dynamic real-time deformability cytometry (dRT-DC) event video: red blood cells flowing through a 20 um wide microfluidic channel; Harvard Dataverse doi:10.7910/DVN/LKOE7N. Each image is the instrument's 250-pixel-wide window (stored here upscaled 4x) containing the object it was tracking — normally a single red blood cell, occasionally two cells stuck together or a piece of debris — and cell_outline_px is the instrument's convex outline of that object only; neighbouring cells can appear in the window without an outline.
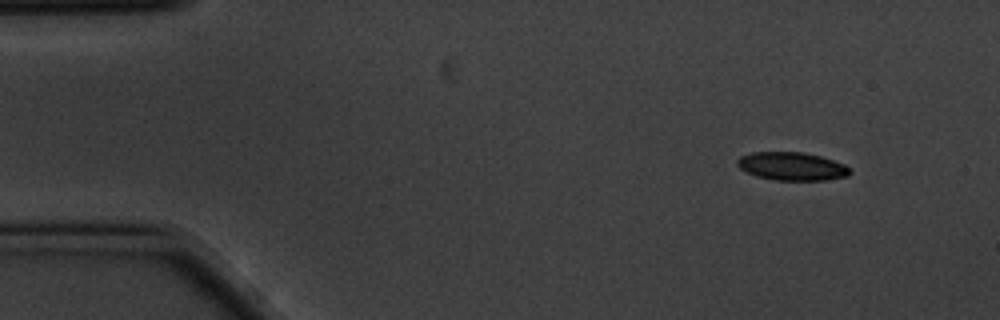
{"species": "common noctule bat (a hibernating species)", "species_latin": "Nyctalus noctula", "temperature_condition": "cold", "stored_images_in_passage": 5, "segment_of_instrument_passage": [1, 2], "camera_frame_rate_fps": 3000, "um_per_image_px": 0.085, "animal": {"sex": "male", "body_mass_g": 20.1, "forearm_length_mm": 53.5}, "frame": {"image": 1, "passage_image": 1, "time_ms": 0.0, "image_size_px": [1000, 320], "cell_outline_px": [[852, 172], [848, 176], [828, 180], [772, 180], [756, 176], [740, 168], [736, 164], [736, 160], [740, 156], [752, 152], [804, 152], [820, 156], [844, 164]], "centroid_in_image_um": [67.3, 14.14], "position_along_channel_um": 17.7, "area_um2": 18.55}}